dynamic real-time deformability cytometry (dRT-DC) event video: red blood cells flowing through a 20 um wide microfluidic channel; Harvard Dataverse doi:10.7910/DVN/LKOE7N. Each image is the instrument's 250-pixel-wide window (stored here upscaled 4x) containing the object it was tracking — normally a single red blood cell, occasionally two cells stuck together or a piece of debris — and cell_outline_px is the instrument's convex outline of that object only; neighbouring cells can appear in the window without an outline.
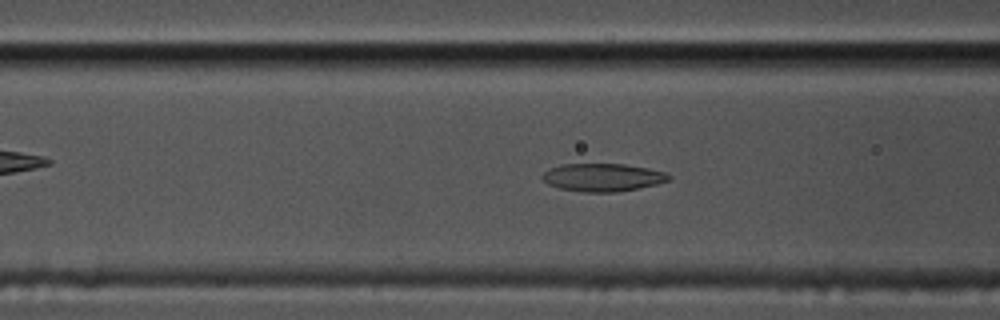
{"species": "common noctule bat (a hibernating species)", "species_latin": "Nyctalus noctula", "temperature_condition": "cold", "stored_images_in_passage": 59, "camera_frame_rate_fps": 3000, "um_per_image_px": 0.085, "animal": {"sex": "male", "body_mass_g": 17.5, "forearm_length_mm": 52.3}, "frame": {"image": 1, "passage_image": 23, "time_ms": 7.333, "image_size_px": [1000, 320], "cell_outline_px": [[672, 176], [668, 180], [656, 184], [616, 192], [584, 192], [560, 188], [548, 184], [540, 176], [548, 168], [560, 164], [624, 164], [648, 168], [664, 172]], "centroid_in_image_um": [51.19, 15.07], "position_along_channel_um": 115.4, "area_um2": 20.46}}
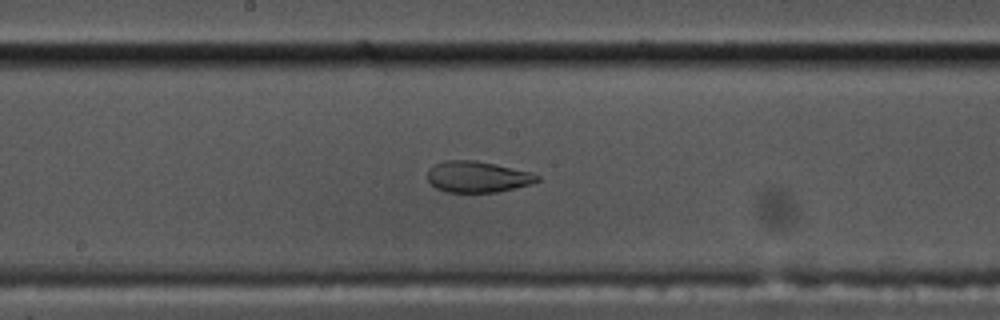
{"frame": {"image": 2, "passage_image": 31, "time_ms": 10.0, "image_size_px": [1000, 320], "cell_outline_px": [[540, 180], [532, 184], [496, 192], [448, 192], [436, 188], [428, 180], [428, 168], [444, 160], [476, 160], [496, 164], [532, 172], [540, 176]], "centroid_in_image_um": [40.61, 15.02], "position_along_channel_um": 207.6, "area_um2": 20.0}}
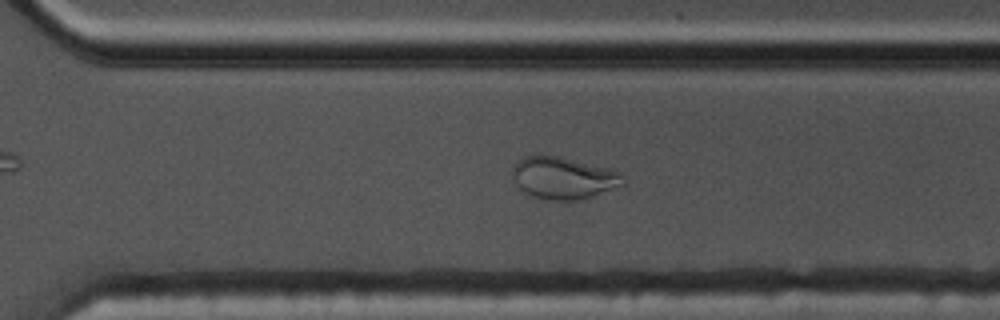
{"frame": {"image": 3, "passage_image": 41, "time_ms": 13.333, "image_size_px": [1000, 320], "cell_outline_px": [[624, 184], [592, 196], [580, 200], [544, 200], [532, 196], [524, 192], [516, 184], [512, 176], [512, 164], [516, 160], [524, 156], [560, 156], [620, 172], [624, 176]], "centroid_in_image_um": [47.83, 15.13], "position_along_channel_um": 322.8, "area_um2": 27.05}, "authors_computed_cell_mechanics": {"area_um2": 21.1548, "velocity_mm_per_s": 3.4699, "shape_relaxation_time_tau1_ms": null, "shape_relaxation_time_tau2_ms": 1.5891, "deformation_change_tau1": null, "deformation_change_tau2": 0.0739}}